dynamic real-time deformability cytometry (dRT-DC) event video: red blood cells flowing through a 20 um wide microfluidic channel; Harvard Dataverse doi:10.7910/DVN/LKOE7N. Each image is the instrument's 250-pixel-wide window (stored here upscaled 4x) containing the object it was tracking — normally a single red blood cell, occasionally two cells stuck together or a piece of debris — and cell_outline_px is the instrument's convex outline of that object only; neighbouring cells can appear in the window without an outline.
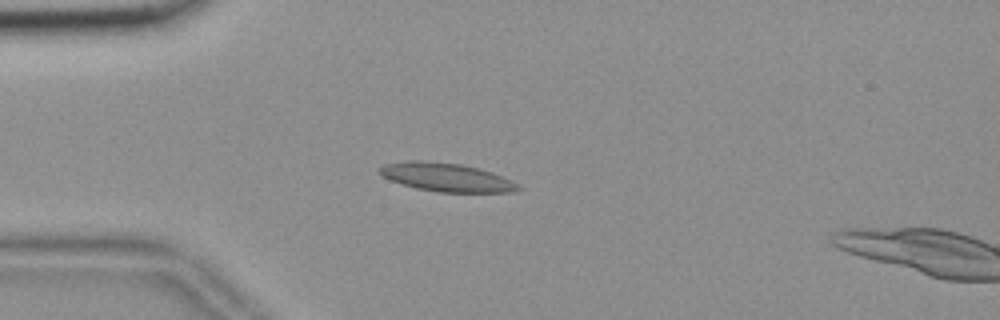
{"species": "common noctule bat (a hibernating species)", "species_latin": "Nyctalus noctula", "temperature_condition": "room temperature", "stored_images_in_passage": 44, "segment_of_instrument_passage": [1, 2], "camera_frame_rate_fps": 3000, "um_per_image_px": 0.085, "animal": {"sex": "female", "body_mass_g": 18.4}, "frame": {"image": 1, "passage_image": 2, "time_ms": 0.333, "image_size_px": [1000, 320], "cell_outline_px": [[520, 188], [512, 192], [440, 192], [416, 188], [392, 180], [384, 176], [380, 172], [380, 168], [384, 164], [408, 160], [424, 160], [460, 164], [480, 168], [492, 172], [512, 180], [520, 184]], "centroid_in_image_um": [37.99, 15.06], "position_along_channel_um": 47.0, "area_um2": 22.83}}
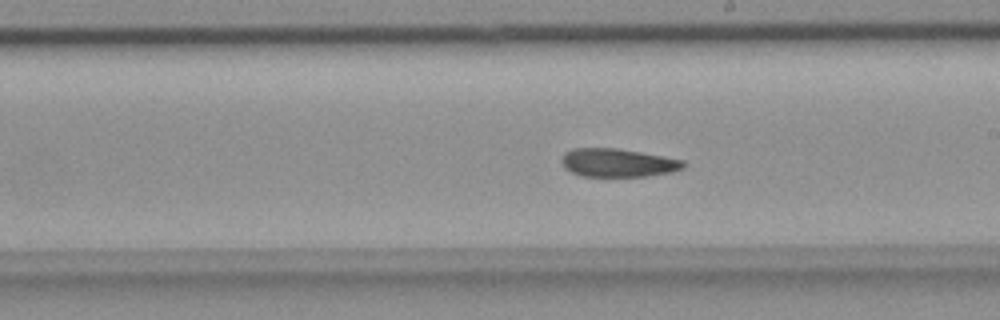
{"frame": {"image": 2, "passage_image": 19, "time_ms": 6.0, "image_size_px": [1000, 320], "cell_outline_px": [[688, 164], [684, 168], [672, 172], [648, 176], [580, 176], [564, 168], [560, 160], [564, 152], [572, 148], [616, 148], [640, 152], [684, 160]], "centroid_in_image_um": [52.51, 13.83], "position_along_channel_um": 236.5, "area_um2": 20.29}}
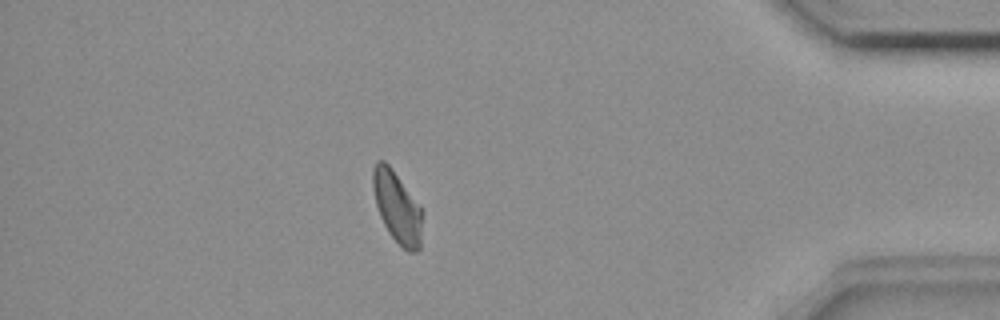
{"frame": {"image": 3, "passage_image": 36, "time_ms": 11.667, "image_size_px": [1000, 320], "cell_outline_px": [[424, 212], [420, 248], [416, 252], [408, 252], [388, 232], [380, 216], [376, 204], [372, 188], [372, 168], [376, 160], [384, 160], [392, 168], [424, 208]], "centroid_in_image_um": [33.79, 17.58], "position_along_channel_um": 401.4, "area_um2": 21.15}}